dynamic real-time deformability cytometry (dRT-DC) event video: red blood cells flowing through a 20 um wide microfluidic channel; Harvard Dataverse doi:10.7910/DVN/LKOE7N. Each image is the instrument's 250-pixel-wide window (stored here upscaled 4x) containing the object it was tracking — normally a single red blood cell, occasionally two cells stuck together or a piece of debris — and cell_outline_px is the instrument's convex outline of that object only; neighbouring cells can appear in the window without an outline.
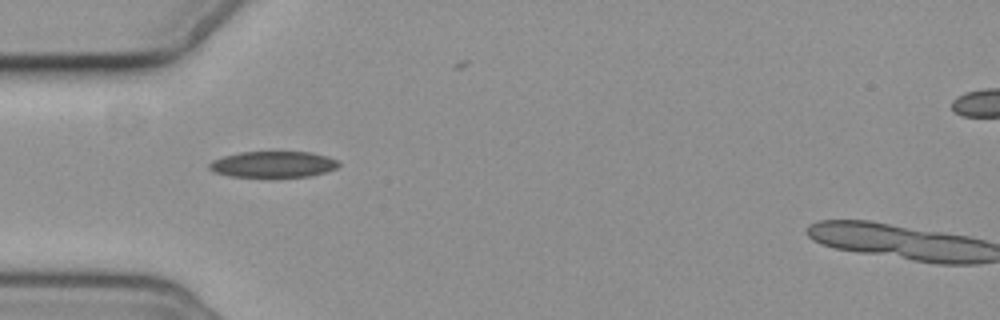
{"species": "common noctule bat (a hibernating species)", "species_latin": "Nyctalus noctula", "temperature_condition": "cold", "stored_images_in_passage": 6, "camera_frame_rate_fps": 3000, "um_per_image_px": 0.085, "animal": {"sex": "female", "body_mass_g": 19.3, "forearm_length_mm": 54.1}, "frame": {"image": 1, "passage_image": 5, "time_ms": 4.667, "image_size_px": [1000, 320], "cell_outline_px": [[340, 164], [336, 168], [324, 172], [308, 176], [228, 176], [212, 172], [208, 168], [208, 164], [212, 160], [224, 156], [240, 152], [312, 152], [328, 156], [340, 160]], "centroid_in_image_um": [23.21, 13.95], "position_along_channel_um": 61.8, "area_um2": 19.65}}